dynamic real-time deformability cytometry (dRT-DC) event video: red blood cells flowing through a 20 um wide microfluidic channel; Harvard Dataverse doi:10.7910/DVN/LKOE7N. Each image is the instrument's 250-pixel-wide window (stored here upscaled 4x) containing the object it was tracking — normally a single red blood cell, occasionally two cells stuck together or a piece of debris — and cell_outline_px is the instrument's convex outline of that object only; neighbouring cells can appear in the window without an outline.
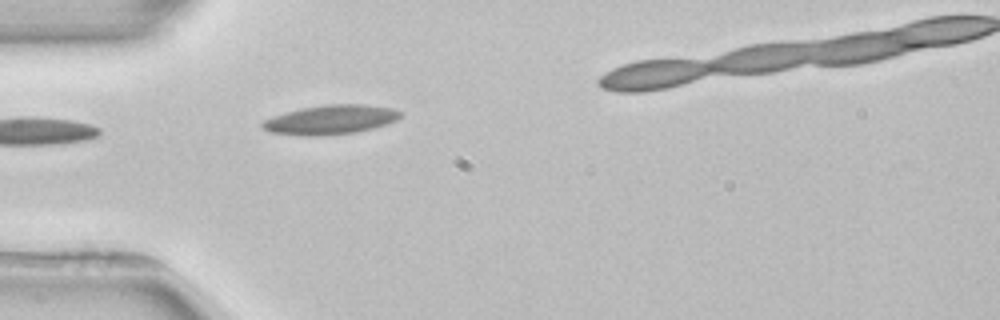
{"species": "common noctule bat (a hibernating species)", "species_latin": "Nyctalus noctula", "temperature_condition": "room temperature", "stored_images_in_passage": 4, "camera_frame_rate_fps": 3000, "um_per_image_px": 0.085, "animal": {"sex": "female", "body_mass_g": 22.7, "forearm_length_mm": 54.2}, "frame": {"image": 1, "passage_image": 3, "time_ms": 3.667, "image_size_px": [1000, 320], "cell_outline_px": [[404, 112], [396, 120], [372, 128], [356, 132], [320, 136], [300, 136], [268, 132], [260, 128], [260, 124], [264, 120], [272, 116], [300, 108], [328, 104], [364, 104], [392, 108]], "centroid_in_image_um": [28.04, 10.18], "position_along_channel_um": 57.0, "area_um2": 23.76}}